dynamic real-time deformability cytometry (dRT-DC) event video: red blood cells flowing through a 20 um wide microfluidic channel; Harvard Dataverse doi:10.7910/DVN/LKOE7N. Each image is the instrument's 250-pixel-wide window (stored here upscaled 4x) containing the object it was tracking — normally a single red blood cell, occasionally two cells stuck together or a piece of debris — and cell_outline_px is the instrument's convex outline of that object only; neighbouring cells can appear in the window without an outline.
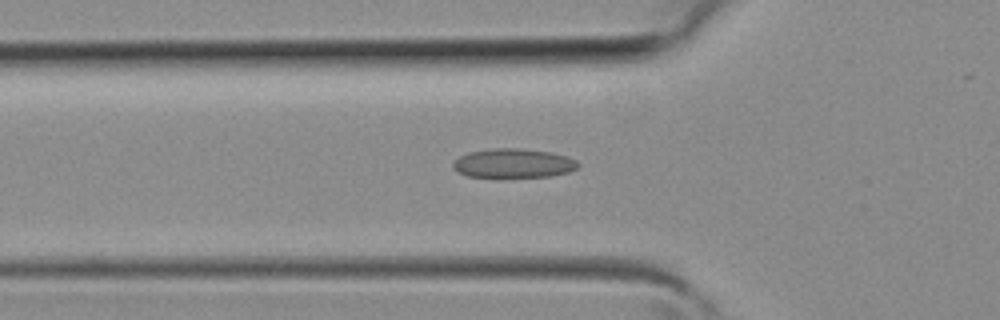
{"species": "common noctule bat (a hibernating species)", "species_latin": "Nyctalus noctula", "temperature_condition": "room temperature", "stored_images_in_passage": 38, "camera_frame_rate_fps": 3000, "um_per_image_px": 0.085, "animal": {"sex": "female", "body_mass_g": 19.3, "forearm_length_mm": 54.1}, "frame": {"image": 1, "passage_image": 12, "time_ms": 3.667, "image_size_px": [1000, 320], "cell_outline_px": [[580, 164], [576, 168], [568, 172], [548, 176], [496, 180], [468, 176], [456, 172], [452, 168], [452, 164], [460, 156], [468, 152], [496, 148], [520, 148], [552, 152], [568, 156], [576, 160]], "centroid_in_image_um": [43.6, 13.92], "position_along_channel_um": 82.2, "area_um2": 22.2}}
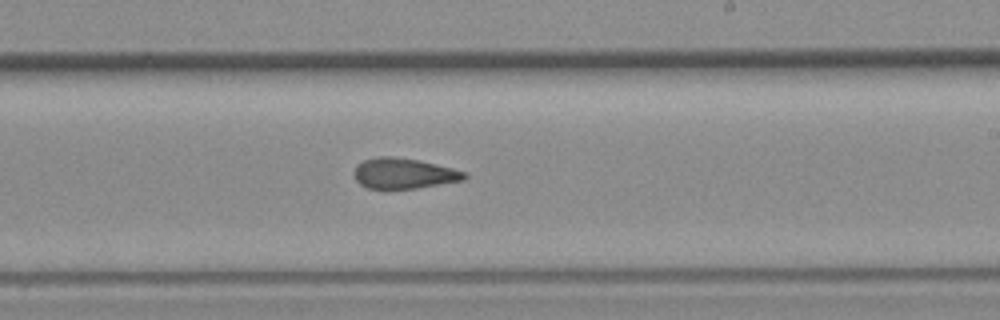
{"frame": {"image": 2, "passage_image": 22, "time_ms": 7.0, "image_size_px": [1000, 320], "cell_outline_px": [[468, 176], [464, 180], [416, 188], [368, 188], [360, 184], [352, 176], [352, 172], [356, 164], [364, 160], [380, 156], [388, 156], [420, 160], [468, 172]], "centroid_in_image_um": [34.31, 14.73], "position_along_channel_um": 254.7, "area_um2": 19.71}}
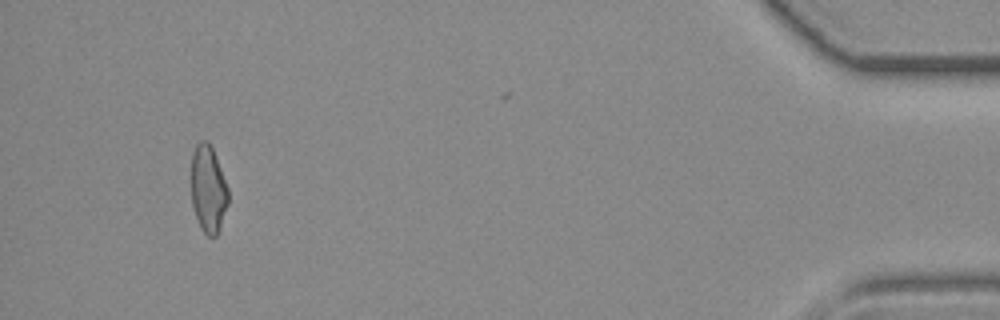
{"frame": {"image": 3, "passage_image": 36, "time_ms": 11.667, "image_size_px": [1000, 320], "cell_outline_px": [[228, 204], [216, 236], [208, 236], [200, 228], [192, 204], [192, 152], [196, 144], [200, 140], [208, 140], [212, 148], [228, 188]], "centroid_in_image_um": [17.69, 16.05], "position_along_channel_um": 417.5, "area_um2": 18.55}}